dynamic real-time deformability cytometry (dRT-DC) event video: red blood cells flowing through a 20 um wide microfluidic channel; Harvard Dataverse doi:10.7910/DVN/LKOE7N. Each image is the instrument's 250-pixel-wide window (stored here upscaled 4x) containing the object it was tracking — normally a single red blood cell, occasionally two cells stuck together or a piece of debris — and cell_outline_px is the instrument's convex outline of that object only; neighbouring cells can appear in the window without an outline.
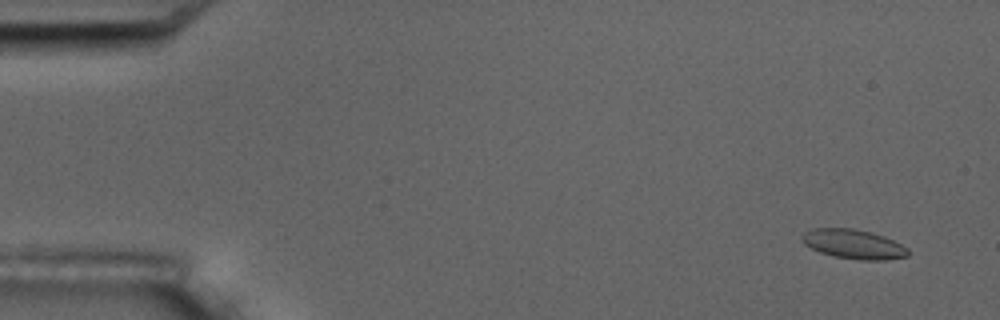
{"species": "common noctule bat (a hibernating species)", "species_latin": "Nyctalus noctula", "temperature_condition": "room temperature", "stored_images_in_passage": 5, "camera_frame_rate_fps": 3000, "um_per_image_px": 0.085, "animal": {"sex": "male", "body_mass_g": 17.5, "forearm_length_mm": 52.3}, "frame": {"image": 1, "passage_image": 2, "time_ms": 1.0, "image_size_px": [1000, 320], "cell_outline_px": [[908, 256], [884, 260], [860, 260], [832, 256], [820, 252], [804, 244], [800, 240], [804, 232], [812, 228], [852, 228], [872, 232], [884, 236], [908, 248]], "centroid_in_image_um": [72.52, 20.75], "position_along_channel_um": 12.5, "area_um2": 18.21}}
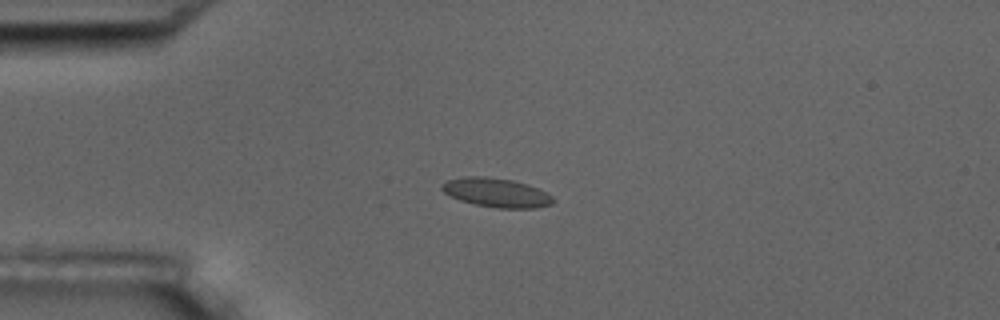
{"frame": {"image": 2, "passage_image": 5, "time_ms": 4.667, "image_size_px": [1000, 320], "cell_outline_px": [[556, 200], [552, 204], [536, 208], [496, 208], [476, 204], [460, 200], [444, 192], [440, 188], [440, 184], [448, 180], [464, 176], [488, 176], [512, 180], [528, 184], [552, 196]], "centroid_in_image_um": [42.19, 16.36], "position_along_channel_um": 42.8, "area_um2": 18.84}}